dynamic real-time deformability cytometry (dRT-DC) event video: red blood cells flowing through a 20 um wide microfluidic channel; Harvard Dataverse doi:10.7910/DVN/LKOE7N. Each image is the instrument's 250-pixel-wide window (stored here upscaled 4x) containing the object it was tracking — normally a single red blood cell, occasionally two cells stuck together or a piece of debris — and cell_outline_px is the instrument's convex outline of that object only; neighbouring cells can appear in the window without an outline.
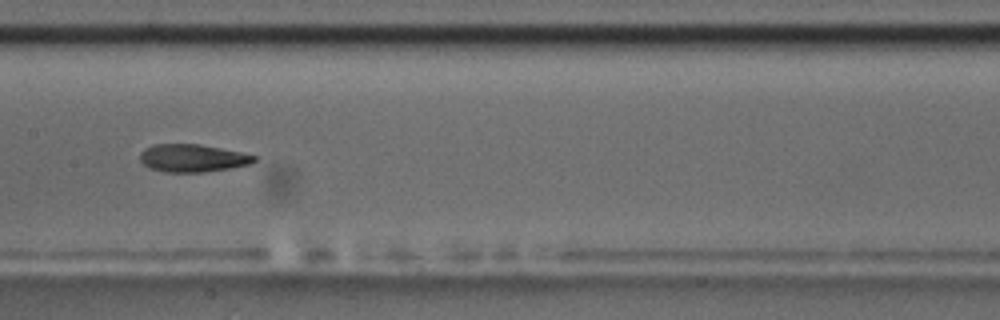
{"species": "common noctule bat (a hibernating species)", "species_latin": "Nyctalus noctula", "temperature_condition": "room temperature", "stored_images_in_passage": 9, "camera_frame_rate_fps": 3000, "um_per_image_px": 0.085, "animal": {"sex": "male", "body_mass_g": 17.5, "forearm_length_mm": 52.3}, "frame": {"image": 1, "passage_image": 8, "time_ms": 8.0, "image_size_px": [1000, 320], "cell_outline_px": [[256, 160], [248, 164], [228, 168], [204, 172], [164, 172], [148, 168], [140, 160], [140, 152], [144, 148], [152, 144], [200, 144], [240, 152], [256, 156]], "centroid_in_image_um": [16.3, 13.43], "position_along_channel_um": 191.1, "area_um2": 18.38}}